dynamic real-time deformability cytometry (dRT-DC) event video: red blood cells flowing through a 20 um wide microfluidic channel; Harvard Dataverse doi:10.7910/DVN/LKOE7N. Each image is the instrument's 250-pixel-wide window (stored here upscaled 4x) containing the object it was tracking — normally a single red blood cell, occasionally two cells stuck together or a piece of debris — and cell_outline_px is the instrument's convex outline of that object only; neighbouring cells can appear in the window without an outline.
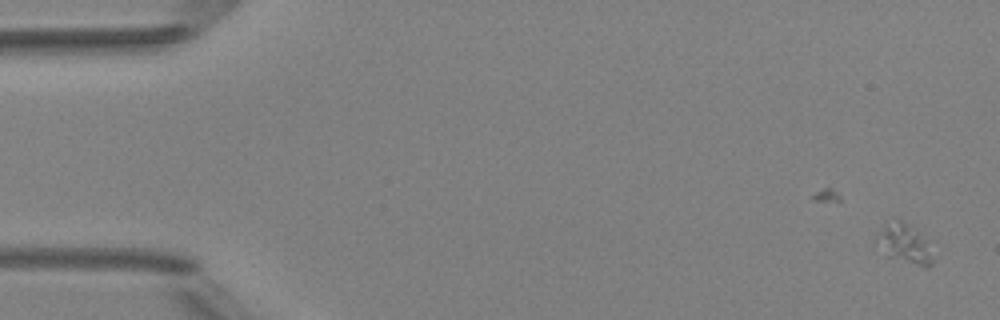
{"species": "Egyptian fruit bat (a non-hibernating species)", "species_latin": "Rousettus aegyptiacus", "temperature_condition": "room temperature", "stored_images_in_passage": 6, "camera_frame_rate_fps": 3000, "um_per_image_px": 0.085, "animal": {"sex": "female"}, "frame": {"image": 1, "passage_image": 2, "time_ms": 1.333, "image_size_px": [1000, 320], "cell_outline_px": [[936, 260], [928, 268], [924, 268], [888, 256], [872, 244], [872, 240], [884, 224], [892, 216], [900, 220], [928, 240]], "centroid_in_image_um": [76.84, 20.73], "position_along_channel_um": 8.2, "area_um2": 13.64}}
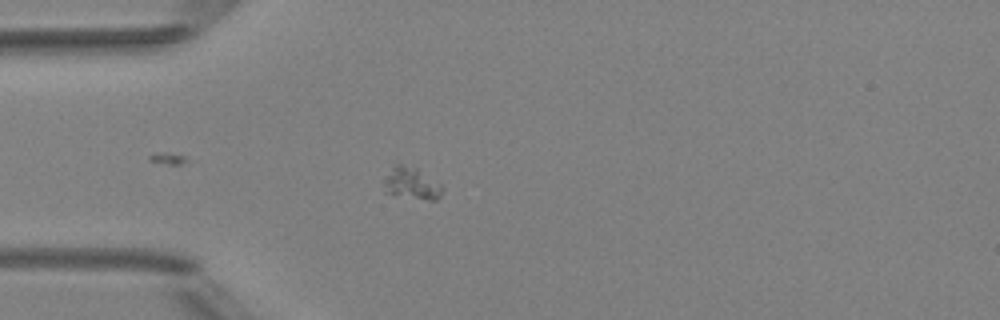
{"frame": {"image": 2, "passage_image": 6, "time_ms": 5.667, "image_size_px": [1000, 320], "cell_outline_px": [[444, 188], [440, 196], [436, 200], [428, 200], [384, 192], [384, 180], [392, 164], [396, 160], [416, 168], [440, 184]], "centroid_in_image_um": [34.95, 15.53], "position_along_channel_um": 50.1, "area_um2": 10.92}}